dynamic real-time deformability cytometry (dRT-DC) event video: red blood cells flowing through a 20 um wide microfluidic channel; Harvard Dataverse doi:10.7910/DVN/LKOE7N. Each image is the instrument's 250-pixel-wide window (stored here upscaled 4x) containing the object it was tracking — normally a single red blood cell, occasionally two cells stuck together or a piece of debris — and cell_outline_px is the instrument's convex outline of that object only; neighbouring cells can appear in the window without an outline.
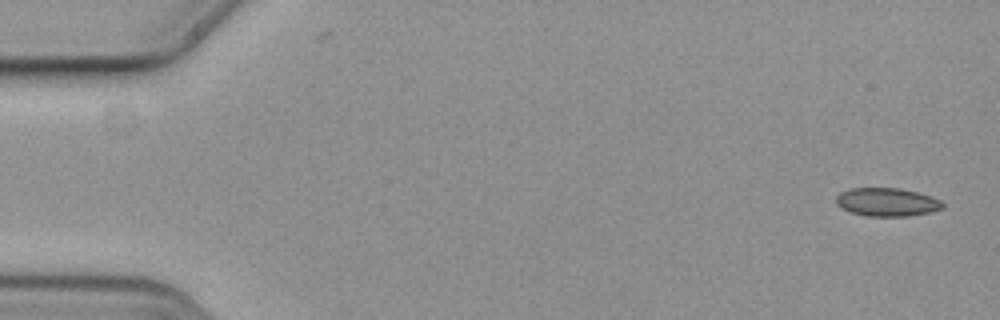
{"species": "common noctule bat (a hibernating species)", "species_latin": "Nyctalus noctula", "temperature_condition": "cold", "stored_images_in_passage": 5, "camera_frame_rate_fps": 3000, "um_per_image_px": 0.085, "animal": {"sex": "female", "body_mass_g": 19.3, "forearm_length_mm": 54.1}, "frame": {"image": 1, "passage_image": 1, "time_ms": 0.0, "image_size_px": [1000, 320], "cell_outline_px": [[944, 208], [932, 212], [908, 216], [864, 216], [848, 212], [836, 204], [836, 196], [840, 192], [852, 188], [896, 188], [916, 192], [932, 196], [940, 200], [944, 204]], "centroid_in_image_um": [75.39, 17.19], "position_along_channel_um": 9.6, "area_um2": 17.74}}
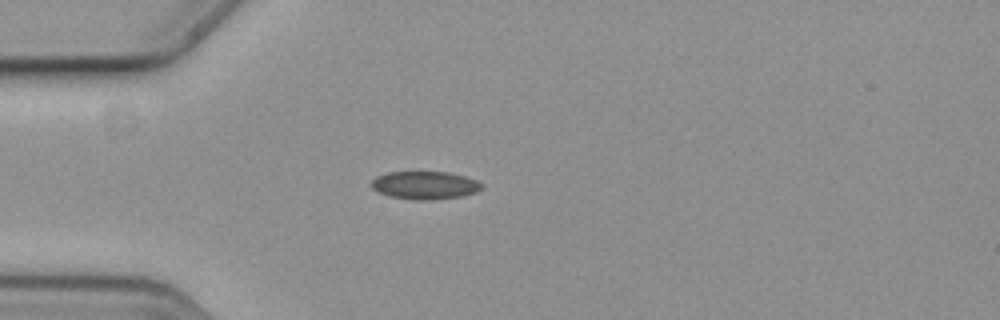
{"frame": {"image": 2, "passage_image": 5, "time_ms": 1.333, "image_size_px": [1000, 320], "cell_outline_px": [[484, 188], [476, 192], [460, 196], [432, 200], [416, 200], [388, 196], [372, 188], [372, 180], [376, 176], [388, 172], [448, 172], [464, 176], [476, 180], [484, 184]], "centroid_in_image_um": [36.14, 15.74], "position_along_channel_um": 48.9, "area_um2": 17.98}}